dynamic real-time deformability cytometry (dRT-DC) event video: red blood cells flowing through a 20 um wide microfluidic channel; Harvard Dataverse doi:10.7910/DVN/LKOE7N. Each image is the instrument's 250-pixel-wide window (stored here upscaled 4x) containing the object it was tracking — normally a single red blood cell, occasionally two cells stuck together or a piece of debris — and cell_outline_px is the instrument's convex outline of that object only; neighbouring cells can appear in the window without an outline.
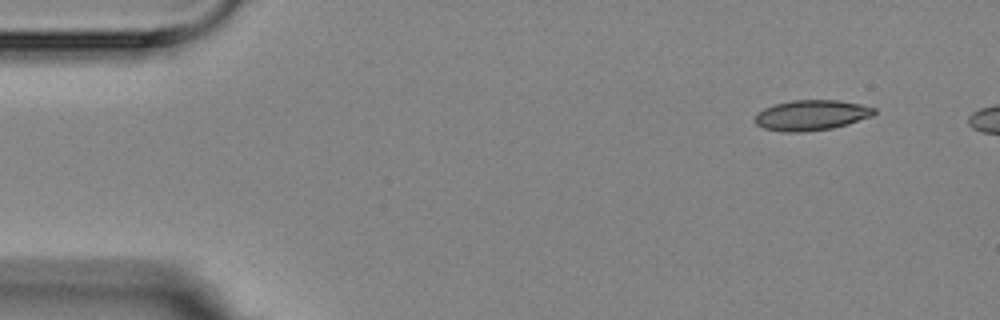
{"species": "Egyptian fruit bat (a non-hibernating species)", "species_latin": "Rousettus aegyptiacus", "temperature_condition": "room temperature", "stored_images_in_passage": 5, "camera_frame_rate_fps": 3000, "um_per_image_px": 0.085, "animal": {"sex": "female"}, "frame": {"image": 1, "passage_image": 1, "time_ms": 0.0, "image_size_px": [1000, 320], "cell_outline_px": [[876, 112], [872, 116], [848, 124], [832, 128], [804, 132], [784, 132], [764, 128], [756, 124], [756, 116], [764, 108], [776, 104], [792, 100], [836, 100], [860, 104], [876, 108]], "centroid_in_image_um": [69.0, 9.79], "position_along_channel_um": 16.0, "area_um2": 20.92}}